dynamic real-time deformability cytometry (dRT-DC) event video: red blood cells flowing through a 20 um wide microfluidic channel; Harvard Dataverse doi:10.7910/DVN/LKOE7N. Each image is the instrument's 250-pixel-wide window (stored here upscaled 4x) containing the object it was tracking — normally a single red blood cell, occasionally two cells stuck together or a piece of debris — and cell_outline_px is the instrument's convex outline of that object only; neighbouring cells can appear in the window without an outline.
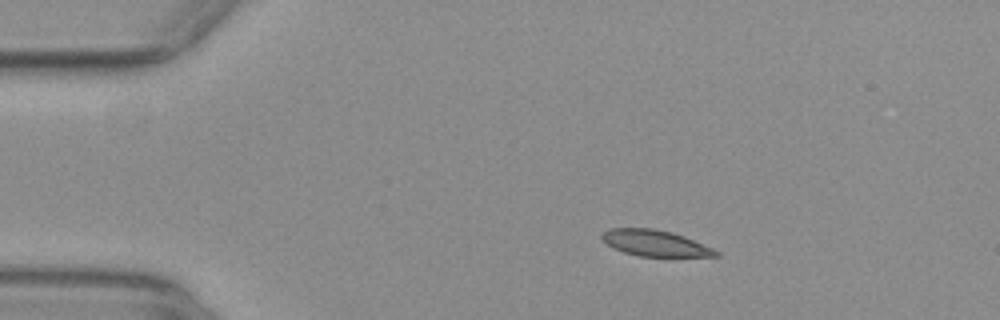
{"species": "common noctule bat (a hibernating species)", "species_latin": "Nyctalus noctula", "temperature_condition": "warm", "stored_images_in_passage": 45, "camera_frame_rate_fps": 3000, "um_per_image_px": 0.085, "animal": {"sex": "female", "body_mass_g": 29.2, "forearm_length_mm": 56.3}, "frame": {"image": 1, "passage_image": 1, "time_ms": 0.0, "image_size_px": [1000, 320], "cell_outline_px": [[720, 256], [640, 256], [624, 252], [612, 248], [600, 236], [608, 228], [652, 228], [672, 232], [684, 236], [712, 248], [720, 252]], "centroid_in_image_um": [55.67, 20.66], "position_along_channel_um": 29.3, "area_um2": 17.17}}
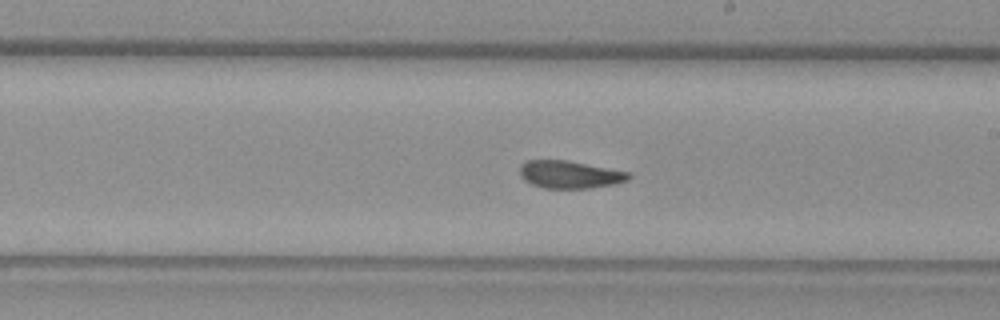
{"frame": {"image": 2, "passage_image": 22, "time_ms": 7.0, "image_size_px": [1000, 320], "cell_outline_px": [[632, 176], [628, 180], [616, 184], [588, 188], [544, 188], [532, 184], [524, 180], [520, 176], [520, 164], [528, 160], [568, 160], [628, 172]], "centroid_in_image_um": [48.42, 14.83], "position_along_channel_um": 240.6, "area_um2": 17.51}}
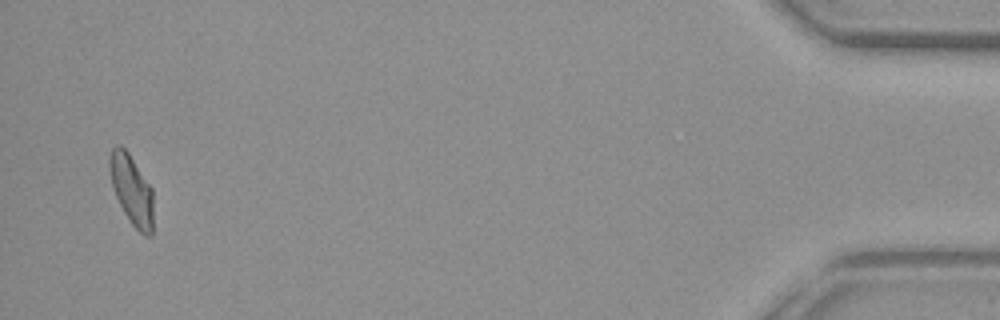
{"frame": {"image": 3, "passage_image": 43, "time_ms": 14.0, "image_size_px": [1000, 320], "cell_outline_px": [[152, 236], [144, 236], [132, 224], [124, 212], [112, 188], [108, 164], [112, 148], [116, 144], [120, 144], [128, 152], [152, 188]], "centroid_in_image_um": [11.17, 16.12], "position_along_channel_um": 424.0, "area_um2": 17.69}, "authors_computed_cell_mechanics": {"area_um2": 18.1492, "velocity_mm_per_s": 3.8917, "shape_relaxation_time_tau1_ms": 8.38, "shape_relaxation_time_tau2_ms": 1.8374, "deformation_change_tau1": 0.1867, "deformation_change_tau2": 0.0732}}